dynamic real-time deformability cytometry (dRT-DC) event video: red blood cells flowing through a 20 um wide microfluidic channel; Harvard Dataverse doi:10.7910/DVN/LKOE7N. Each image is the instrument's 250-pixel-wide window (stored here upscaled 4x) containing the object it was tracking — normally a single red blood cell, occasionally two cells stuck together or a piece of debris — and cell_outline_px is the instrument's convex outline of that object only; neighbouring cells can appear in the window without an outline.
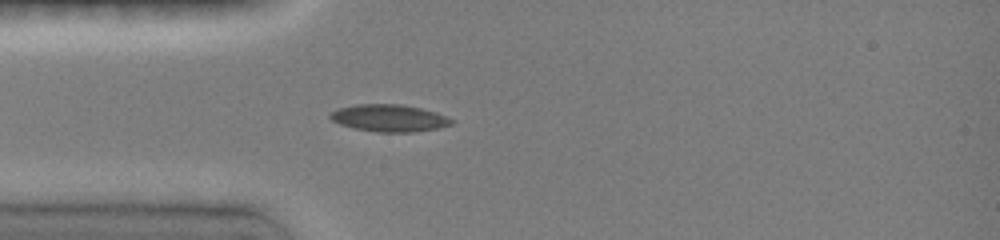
{"species": "common noctule bat (a hibernating species)", "species_latin": "Nyctalus noctula", "temperature_condition": "room temperature", "stored_images_in_passage": 12, "camera_frame_rate_fps": 3000, "um_per_image_px": 0.085, "animal": {"sex": "female", "body_mass_g": 19.0, "forearm_length_mm": 51.5}, "frame": {"image": 1, "passage_image": 1, "time_ms": 0.0, "image_size_px": [1000, 240], "cell_outline_px": [[456, 120], [452, 124], [440, 128], [412, 132], [380, 132], [352, 128], [340, 124], [332, 120], [328, 116], [336, 108], [356, 104], [400, 104], [420, 108], [436, 112], [448, 116]], "centroid_in_image_um": [33.1, 10.03], "position_along_channel_um": 51.9, "area_um2": 19.36}}
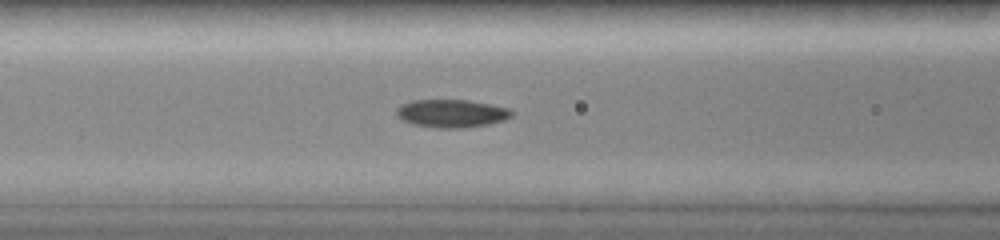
{"frame": {"image": 2, "passage_image": 8, "time_ms": 2.0, "image_size_px": [1000, 240], "cell_outline_px": [[512, 116], [504, 120], [488, 124], [460, 128], [436, 128], [412, 124], [396, 116], [396, 108], [400, 104], [412, 100], [468, 100], [508, 108], [512, 112]], "centroid_in_image_um": [38.33, 9.64], "position_along_channel_um": 128.3, "area_um2": 18.73}}